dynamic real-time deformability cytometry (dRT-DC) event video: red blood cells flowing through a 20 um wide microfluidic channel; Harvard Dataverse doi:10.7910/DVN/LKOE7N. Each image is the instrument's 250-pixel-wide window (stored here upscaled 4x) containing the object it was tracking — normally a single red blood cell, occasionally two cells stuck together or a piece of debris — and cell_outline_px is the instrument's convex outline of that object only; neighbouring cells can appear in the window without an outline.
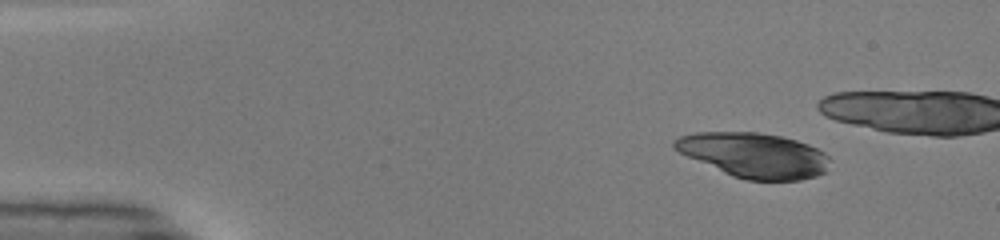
{"species": "common noctule bat (a hibernating species)", "species_latin": "Nyctalus noctula", "temperature_condition": "warm", "stored_images_in_passage": 38, "camera_frame_rate_fps": 3000, "um_per_image_px": 0.085, "animal": {"sex": "male", "body_mass_g": 19.0, "forearm_length_mm": 50.8}, "frame": {"image": 1, "passage_image": 6, "time_ms": 1.667, "image_size_px": [1000, 240], "cell_outline_px": [[816, 172], [808, 176], [788, 180], [756, 180], [740, 176], [728, 172], [712, 160], [692, 136], [772, 136], [792, 140], [812, 148]], "centroid_in_image_um": [64.59, 13.31], "position_along_channel_um": 20.4, "area_um2": 29.65}}